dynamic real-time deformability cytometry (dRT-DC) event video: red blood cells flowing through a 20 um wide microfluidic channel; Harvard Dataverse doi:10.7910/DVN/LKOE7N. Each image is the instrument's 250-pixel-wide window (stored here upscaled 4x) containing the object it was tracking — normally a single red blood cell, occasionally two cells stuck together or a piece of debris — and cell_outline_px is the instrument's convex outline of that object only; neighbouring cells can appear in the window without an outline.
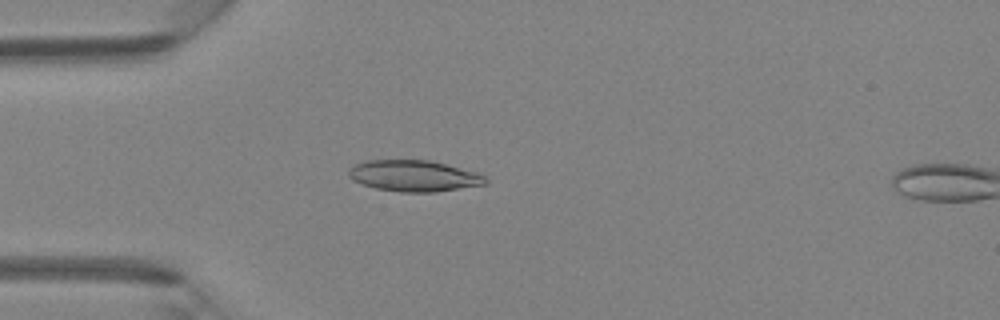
{"species": "Egyptian fruit bat (a non-hibernating species)", "species_latin": "Rousettus aegyptiacus", "temperature_condition": "room temperature", "stored_images_in_passage": 15, "camera_frame_rate_fps": 3000, "um_per_image_px": 0.085, "animal": {"sex": "female"}, "frame": {"image": 1, "passage_image": 13, "time_ms": 4.0, "image_size_px": [1000, 320], "cell_outline_px": [[488, 184], [436, 192], [400, 192], [376, 188], [352, 180], [348, 176], [348, 168], [356, 164], [368, 160], [428, 160], [480, 172], [488, 180]], "centroid_in_image_um": [35.22, 14.95], "position_along_channel_um": 49.8, "area_um2": 25.03}}